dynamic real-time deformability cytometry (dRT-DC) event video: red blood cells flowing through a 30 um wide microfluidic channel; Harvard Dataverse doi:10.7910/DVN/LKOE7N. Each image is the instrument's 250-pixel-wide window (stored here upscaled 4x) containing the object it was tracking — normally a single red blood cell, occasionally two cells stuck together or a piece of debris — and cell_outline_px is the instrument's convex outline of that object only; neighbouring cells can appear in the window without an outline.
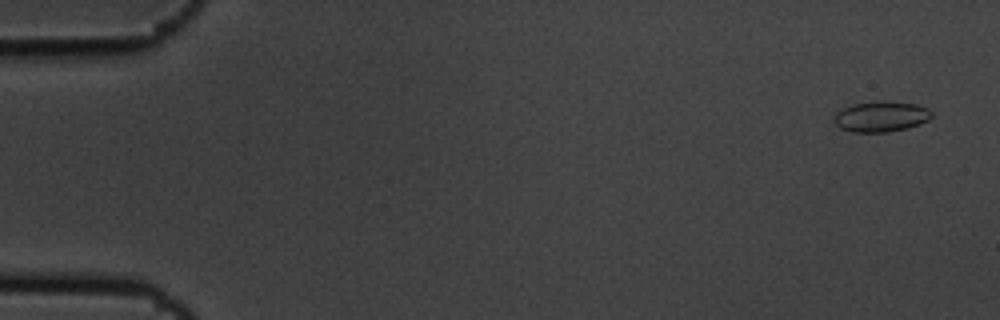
{"species": "common noctule bat (a hibernating species)", "species_latin": "Nyctalus noctula", "temperature_condition": "cold", "stored_images_in_passage": 6, "camera_frame_rate_fps": 3000, "um_per_image_px": 0.085, "animal": {"sex": "male", "body_mass_g": 19.5, "forearm_length_mm": 54.6}, "frame": {"image": 1, "passage_image": 6, "time_ms": 1.667, "image_size_px": [1000, 320], "cell_outline_px": [[932, 116], [928, 120], [908, 128], [888, 132], [852, 132], [840, 128], [832, 120], [832, 116], [836, 112], [852, 104], [916, 104], [928, 108], [932, 112]], "centroid_in_image_um": [74.85, 9.97], "position_along_channel_um": 10.1, "area_um2": 16.65}}